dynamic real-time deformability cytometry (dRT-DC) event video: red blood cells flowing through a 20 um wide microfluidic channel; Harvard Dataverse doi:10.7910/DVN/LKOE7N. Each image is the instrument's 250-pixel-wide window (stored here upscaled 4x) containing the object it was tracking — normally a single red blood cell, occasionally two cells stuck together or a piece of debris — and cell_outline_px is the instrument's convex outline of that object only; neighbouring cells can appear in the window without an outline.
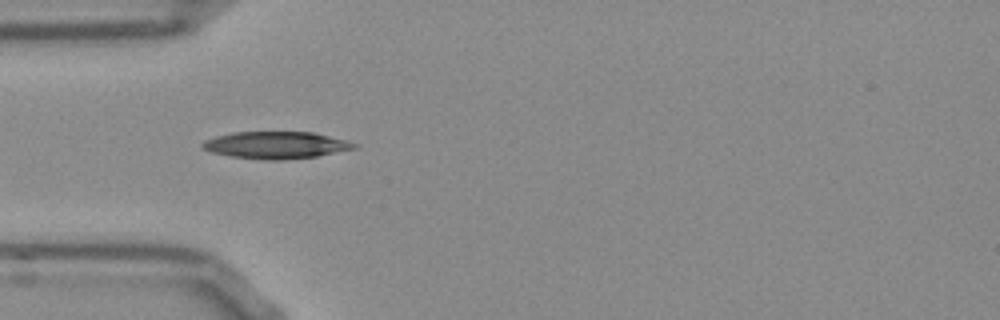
{"species": "Egyptian fruit bat (a non-hibernating species)", "species_latin": "Rousettus aegyptiacus", "temperature_condition": "room temperature", "stored_images_in_passage": 18, "camera_frame_rate_fps": 3000, "um_per_image_px": 0.085, "frame": {"image": 1, "passage_image": 6, "time_ms": 1.667, "image_size_px": [1000, 320], "cell_outline_px": [[360, 148], [316, 156], [284, 160], [264, 160], [232, 156], [212, 152], [204, 148], [200, 144], [204, 140], [216, 136], [232, 132], [312, 132], [348, 140], [360, 144]], "centroid_in_image_um": [23.53, 12.33], "position_along_channel_um": 61.5, "area_um2": 24.1}}
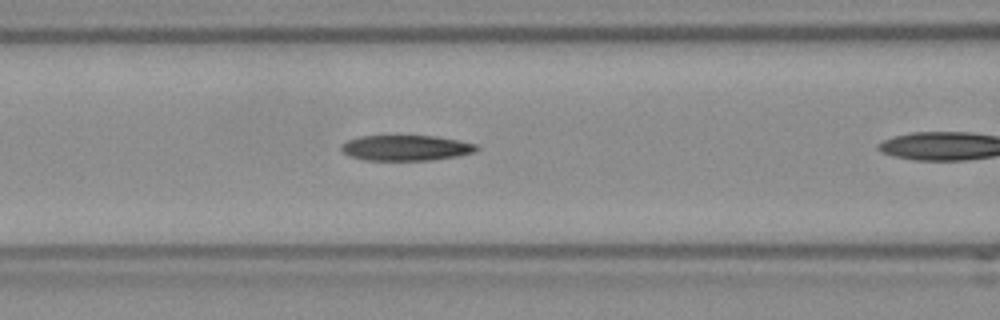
{"frame": {"image": 2, "passage_image": 8, "time_ms": 2.333, "image_size_px": [1000, 320], "cell_outline_px": [[480, 148], [476, 152], [456, 156], [432, 160], [368, 160], [348, 156], [340, 148], [340, 144], [348, 140], [360, 136], [436, 136], [476, 144]], "centroid_in_image_um": [34.5, 12.57], "position_along_channel_um": 132.1, "area_um2": 20.06}}